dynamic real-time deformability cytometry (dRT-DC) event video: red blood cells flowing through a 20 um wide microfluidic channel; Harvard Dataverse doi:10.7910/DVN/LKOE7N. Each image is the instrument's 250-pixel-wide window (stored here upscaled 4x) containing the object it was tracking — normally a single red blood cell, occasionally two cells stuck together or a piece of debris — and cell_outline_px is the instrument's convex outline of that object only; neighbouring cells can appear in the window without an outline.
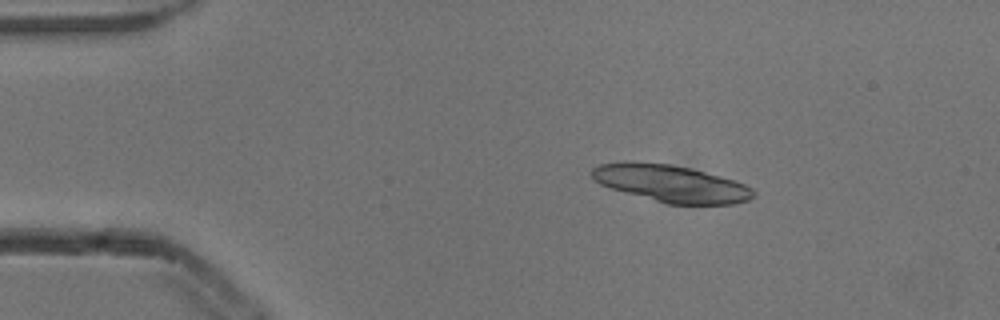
{"species": "common noctule bat (a hibernating species)", "species_latin": "Nyctalus noctula", "temperature_condition": "cold", "stored_images_in_passage": 5, "camera_frame_rate_fps": 3000, "um_per_image_px": 0.085, "animal": {"sex": "male", "body_mass_g": 13.3}, "frame": {"image": 1, "passage_image": 1, "time_ms": 0.0, "image_size_px": [1000, 320], "cell_outline_px": [[756, 196], [748, 200], [736, 204], [668, 204], [612, 188], [600, 184], [592, 180], [588, 172], [592, 168], [600, 164], [624, 160], [632, 160], [672, 164], [736, 180], [752, 188], [756, 192]], "centroid_in_image_um": [57.0, 15.57], "position_along_channel_um": 28.0, "area_um2": 35.26}}